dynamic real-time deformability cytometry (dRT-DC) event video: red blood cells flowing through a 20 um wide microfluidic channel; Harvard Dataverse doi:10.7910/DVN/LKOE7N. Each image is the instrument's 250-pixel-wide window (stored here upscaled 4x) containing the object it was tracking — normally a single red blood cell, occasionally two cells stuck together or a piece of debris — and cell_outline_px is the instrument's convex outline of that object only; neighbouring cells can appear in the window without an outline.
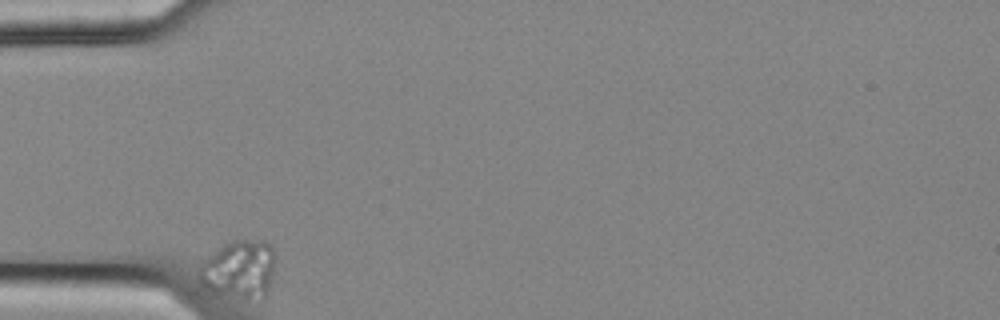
{"species": "common noctule bat (a hibernating species)", "species_latin": "Nyctalus noctula", "temperature_condition": "cold", "stored_images_in_passage": 5, "camera_frame_rate_fps": 3000, "um_per_image_px": 0.085, "animal": {"sex": "female", "body_mass_g": 25.1}, "frame": {"image": 1, "passage_image": 1, "time_ms": 0.0, "image_size_px": [1000, 320], "cell_outline_px": [[276, 260], [268, 288], [264, 300], [220, 292], [208, 288], [200, 280], [200, 268], [208, 256], [224, 244], [232, 240], [264, 240], [272, 244], [276, 252]], "centroid_in_image_um": [20.43, 22.82], "position_along_channel_um": 64.6, "area_um2": 25.32}}
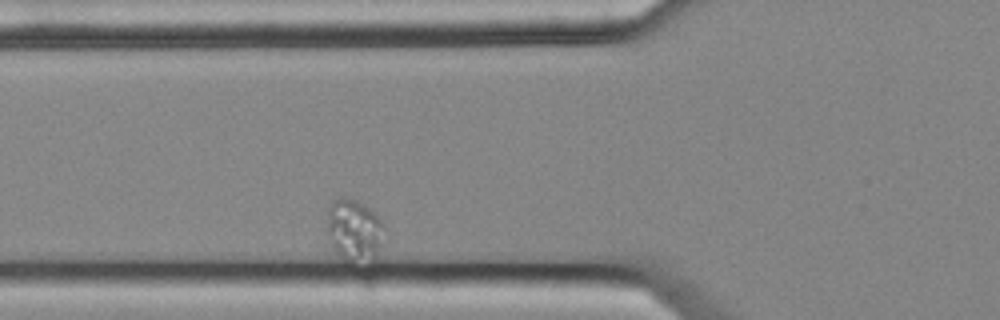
{"frame": {"image": 2, "passage_image": 2, "time_ms": 0.333, "image_size_px": [1000, 320], "cell_outline_px": [[384, 228], [380, 244], [376, 256], [348, 264], [332, 248], [328, 232], [328, 208], [332, 200], [344, 196], [356, 200], [368, 208], [384, 224]], "centroid_in_image_um": [30.06, 19.55], "position_along_channel_um": 95.7, "area_um2": 20.29}}
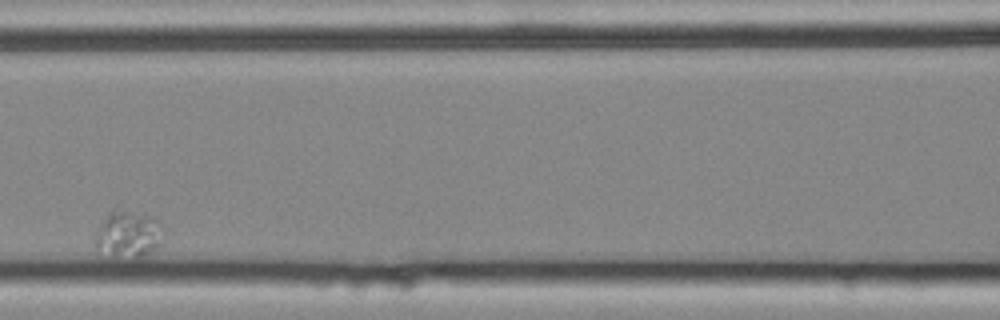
{"frame": {"image": 3, "passage_image": 4, "time_ms": 1.0, "image_size_px": [1000, 320], "cell_outline_px": [[164, 244], [160, 248], [140, 260], [136, 260], [112, 256], [96, 248], [96, 232], [100, 224], [108, 212], [112, 208], [152, 216], [164, 224]], "centroid_in_image_um": [11.01, 19.95], "position_along_channel_um": 155.6, "area_um2": 19.59}}